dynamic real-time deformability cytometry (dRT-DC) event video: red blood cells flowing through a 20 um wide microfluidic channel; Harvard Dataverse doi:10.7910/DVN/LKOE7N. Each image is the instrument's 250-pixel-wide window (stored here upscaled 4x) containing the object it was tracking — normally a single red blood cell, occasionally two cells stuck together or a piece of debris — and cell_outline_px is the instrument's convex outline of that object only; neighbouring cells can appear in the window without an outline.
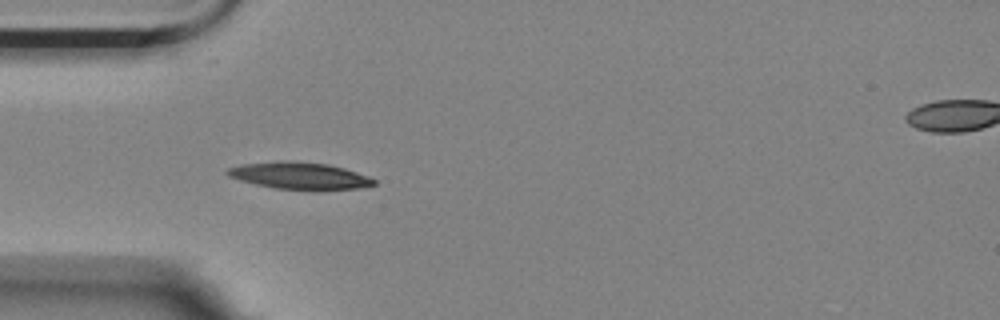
{"species": "Egyptian fruit bat (a non-hibernating species)", "species_latin": "Rousettus aegyptiacus", "temperature_condition": "room temperature", "stored_images_in_passage": 6, "segment_of_instrument_passage": [1, 2], "camera_frame_rate_fps": 3000, "um_per_image_px": 0.085, "animal": {"sex": "female"}, "frame": {"image": 1, "passage_image": 5, "time_ms": 1.333, "image_size_px": [1000, 320], "cell_outline_px": [[376, 184], [360, 188], [320, 192], [316, 192], [276, 188], [256, 184], [240, 180], [228, 176], [224, 172], [228, 168], [240, 164], [328, 164], [344, 168], [368, 176], [376, 180]], "centroid_in_image_um": [25.57, 15.03], "position_along_channel_um": 59.4, "area_um2": 22.37}}